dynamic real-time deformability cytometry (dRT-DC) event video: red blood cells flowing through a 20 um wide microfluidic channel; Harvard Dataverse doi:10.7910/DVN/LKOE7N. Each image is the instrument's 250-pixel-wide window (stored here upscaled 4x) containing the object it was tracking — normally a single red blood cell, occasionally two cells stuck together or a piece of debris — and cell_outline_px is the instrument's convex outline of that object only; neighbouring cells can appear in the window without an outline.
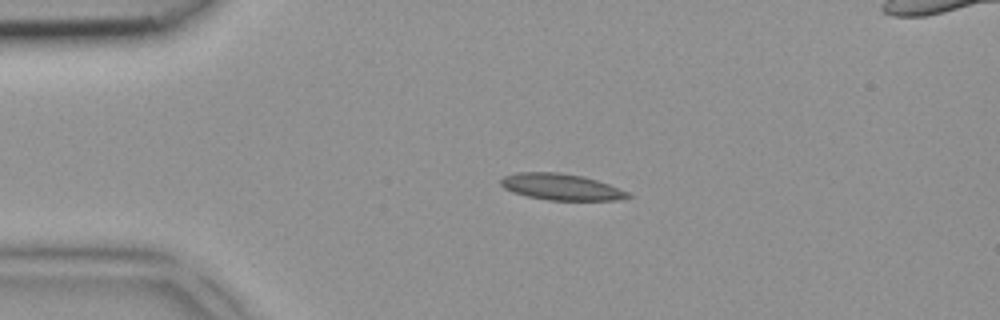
{"species": "common noctule bat (a hibernating species)", "species_latin": "Nyctalus noctula", "temperature_condition": "room temperature", "stored_images_in_passage": 3, "camera_frame_rate_fps": 3000, "um_per_image_px": 0.085, "animal": {"sex": "female", "body_mass_g": 18.4}, "frame": {"image": 1, "passage_image": 1, "time_ms": 0.0, "image_size_px": [1000, 320], "cell_outline_px": [[632, 196], [616, 200], [548, 200], [528, 196], [512, 192], [504, 188], [500, 184], [500, 180], [504, 176], [516, 172], [556, 172], [584, 176], [608, 184], [628, 192]], "centroid_in_image_um": [47.66, 15.88], "position_along_channel_um": 37.3, "area_um2": 19.42}}